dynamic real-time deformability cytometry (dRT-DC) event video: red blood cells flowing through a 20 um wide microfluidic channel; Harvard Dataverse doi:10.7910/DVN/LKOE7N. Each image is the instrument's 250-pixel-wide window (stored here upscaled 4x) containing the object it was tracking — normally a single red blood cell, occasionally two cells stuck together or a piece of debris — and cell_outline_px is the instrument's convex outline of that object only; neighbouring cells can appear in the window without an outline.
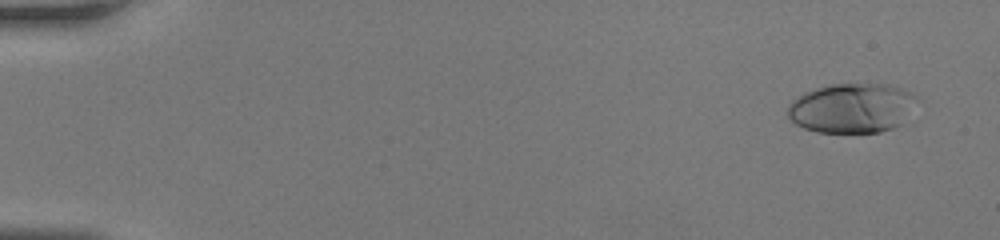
{"species": "human", "species_latin": "Homo sapiens", "temperature_condition": "room temperature", "stored_images_in_passage": 46, "camera_frame_rate_fps": 3000, "um_per_image_px": 0.085, "donor": {"sex": "female"}, "frame": {"image": 1, "passage_image": 3, "time_ms": 0.667, "image_size_px": [1000, 240], "cell_outline_px": [[924, 100], [900, 124], [892, 128], [880, 132], [816, 132], [804, 128], [796, 124], [788, 116], [788, 104], [796, 96], [804, 92], [816, 88], [832, 84], [888, 84], [912, 92], [920, 96]], "centroid_in_image_um": [72.49, 9.17], "position_along_channel_um": 12.5, "area_um2": 38.03}}
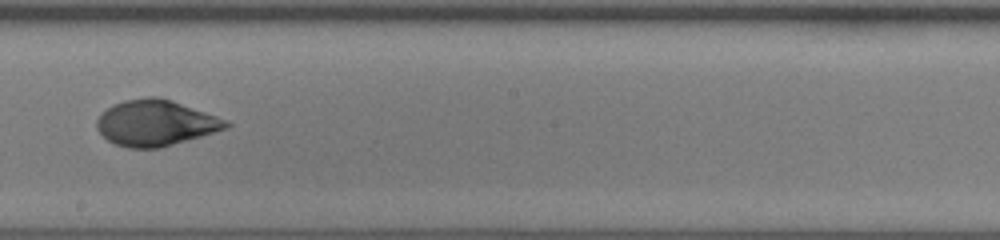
{"frame": {"image": 2, "passage_image": 28, "time_ms": 9.0, "image_size_px": [1000, 240], "cell_outline_px": [[232, 124], [228, 128], [160, 148], [128, 148], [116, 144], [108, 140], [96, 128], [96, 120], [112, 104], [124, 100], [148, 96], [156, 96], [172, 100], [228, 120]], "centroid_in_image_um": [13.23, 10.44], "position_along_channel_um": 235.0, "area_um2": 34.45}}
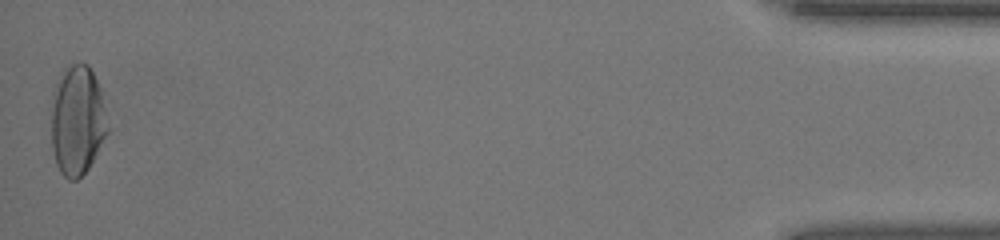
{"frame": {"image": 3, "passage_image": 46, "time_ms": 15.0, "image_size_px": [1000, 240], "cell_outline_px": [[108, 132], [88, 168], [76, 180], [68, 180], [60, 172], [56, 164], [52, 148], [48, 108], [60, 72], [64, 68], [80, 60], [88, 64], [100, 88], [108, 128]], "centroid_in_image_um": [6.51, 10.19], "position_along_channel_um": 428.7, "area_um2": 36.76}}